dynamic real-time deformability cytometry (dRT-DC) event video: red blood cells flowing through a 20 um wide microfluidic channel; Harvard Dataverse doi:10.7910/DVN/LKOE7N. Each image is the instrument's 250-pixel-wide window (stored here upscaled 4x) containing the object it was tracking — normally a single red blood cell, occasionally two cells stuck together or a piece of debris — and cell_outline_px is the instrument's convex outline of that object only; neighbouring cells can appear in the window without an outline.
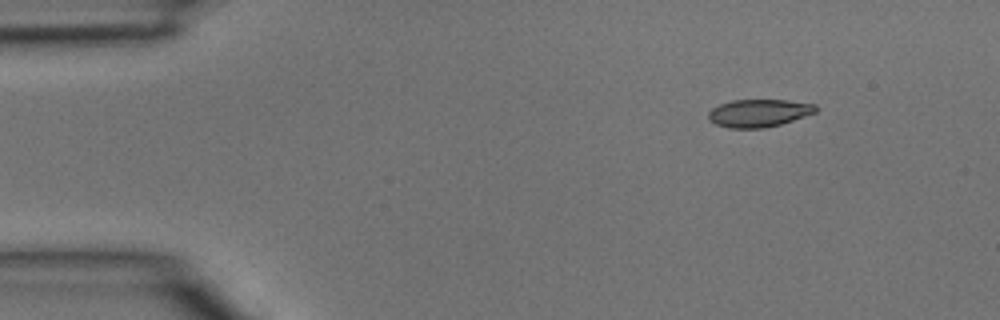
{"species": "common noctule bat (a hibernating species)", "species_latin": "Nyctalus noctula", "temperature_condition": "room temperature", "stored_images_in_passage": 3, "camera_frame_rate_fps": 3000, "um_per_image_px": 0.085, "animal": {"sex": "male", "body_mass_g": 15.6}, "frame": {"image": 1, "passage_image": 1, "time_ms": 0.0, "image_size_px": [1000, 320], "cell_outline_px": [[816, 112], [780, 124], [764, 128], [728, 128], [716, 124], [708, 120], [708, 112], [712, 108], [720, 104], [732, 100], [788, 100], [816, 104]], "centroid_in_image_um": [64.47, 9.61], "position_along_channel_um": 20.5, "area_um2": 17.28}}
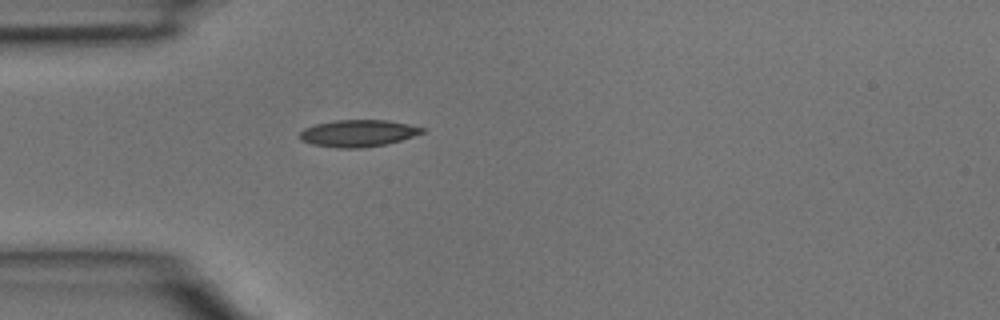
{"frame": {"image": 2, "passage_image": 3, "time_ms": 0.667, "image_size_px": [1000, 320], "cell_outline_px": [[424, 132], [388, 144], [364, 148], [336, 148], [312, 144], [300, 140], [300, 132], [304, 128], [316, 124], [336, 120], [388, 120], [408, 124], [424, 128]], "centroid_in_image_um": [30.42, 11.33], "position_along_channel_um": 54.6, "area_um2": 19.19}}